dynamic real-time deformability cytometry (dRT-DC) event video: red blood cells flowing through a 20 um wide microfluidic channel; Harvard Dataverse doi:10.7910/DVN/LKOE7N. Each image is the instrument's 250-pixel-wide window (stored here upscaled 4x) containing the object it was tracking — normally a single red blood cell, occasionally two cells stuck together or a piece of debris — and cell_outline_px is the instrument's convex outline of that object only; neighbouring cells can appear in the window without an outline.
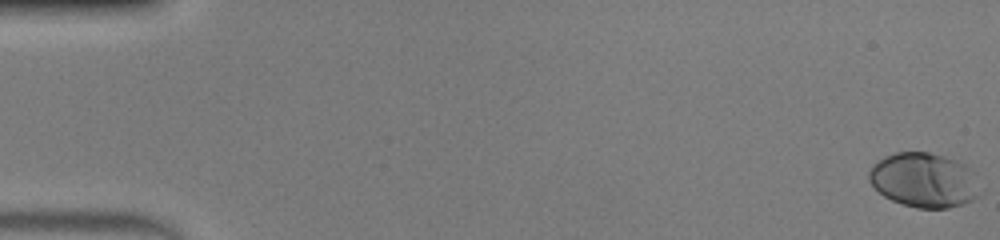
{"species": "human", "species_latin": "Homo sapiens", "temperature_condition": "warm", "stored_images_in_passage": 50, "camera_frame_rate_fps": 3000, "um_per_image_px": 0.085, "donor": {"sex": "male"}, "frame": {"image": 1, "passage_image": 1, "time_ms": 0.0, "image_size_px": [1000, 240], "cell_outline_px": [[984, 192], [980, 196], [972, 200], [948, 208], [916, 208], [892, 200], [884, 196], [868, 180], [868, 172], [872, 164], [876, 160], [884, 156], [896, 152], [928, 152], [964, 164], [968, 168]], "centroid_in_image_um": [78.52, 15.32], "position_along_channel_um": 6.5, "area_um2": 35.2}}
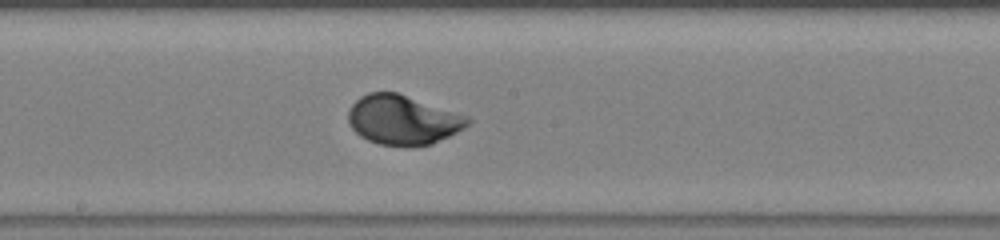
{"frame": {"image": 2, "passage_image": 28, "time_ms": 9.0, "image_size_px": [1000, 240], "cell_outline_px": [[472, 120], [464, 128], [432, 144], [408, 148], [380, 144], [368, 140], [360, 136], [352, 128], [348, 120], [348, 112], [352, 104], [360, 96], [368, 92], [396, 92], [468, 116]], "centroid_in_image_um": [34.23, 10.21], "position_along_channel_um": 214.0, "area_um2": 34.51}}
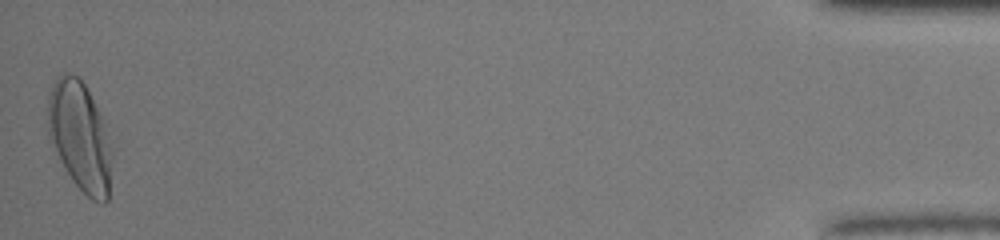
{"frame": {"image": 3, "passage_image": 50, "time_ms": 16.333, "image_size_px": [1000, 240], "cell_outline_px": [[112, 152], [108, 200], [104, 204], [92, 200], [72, 180], [48, 140], [48, 92], [56, 76], [64, 72], [68, 72], [76, 76], [84, 84], [100, 116], [108, 136], [112, 148]], "centroid_in_image_um": [6.76, 11.6], "position_along_channel_um": 428.4, "area_um2": 40.58}, "authors_computed_cell_mechanics": {"area_um2": 33.813, "velocity_mm_per_s": 4.1825, "shape_relaxation_time_tau1_ms": 2.8557, "shape_relaxation_time_tau2_ms": null, "deformation_change_tau1": 0.1752, "deformation_change_tau2": null}}